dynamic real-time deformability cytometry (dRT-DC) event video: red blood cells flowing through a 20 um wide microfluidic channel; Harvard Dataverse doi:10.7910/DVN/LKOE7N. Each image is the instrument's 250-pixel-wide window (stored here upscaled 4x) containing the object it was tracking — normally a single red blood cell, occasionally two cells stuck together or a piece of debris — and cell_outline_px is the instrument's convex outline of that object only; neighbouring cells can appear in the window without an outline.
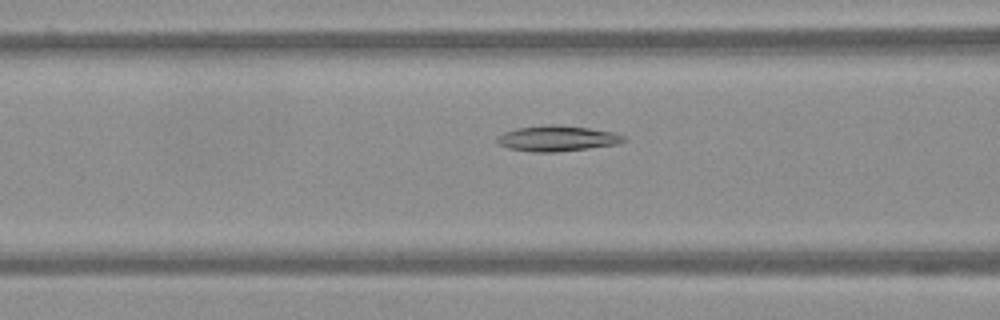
{"species": "Egyptian fruit bat (a non-hibernating species)", "species_latin": "Rousettus aegyptiacus", "temperature_condition": "warm", "stored_images_in_passage": 14, "camera_frame_rate_fps": 3000, "um_per_image_px": 0.085, "frame": {"image": 1, "passage_image": 12, "time_ms": 3.667, "image_size_px": [1000, 320], "cell_outline_px": [[628, 140], [620, 144], [556, 152], [532, 152], [508, 148], [500, 144], [496, 140], [496, 136], [504, 132], [516, 128], [548, 124], [556, 124], [588, 128], [616, 132], [624, 136]], "centroid_in_image_um": [47.38, 11.76], "position_along_channel_um": 119.2, "area_um2": 19.07}}